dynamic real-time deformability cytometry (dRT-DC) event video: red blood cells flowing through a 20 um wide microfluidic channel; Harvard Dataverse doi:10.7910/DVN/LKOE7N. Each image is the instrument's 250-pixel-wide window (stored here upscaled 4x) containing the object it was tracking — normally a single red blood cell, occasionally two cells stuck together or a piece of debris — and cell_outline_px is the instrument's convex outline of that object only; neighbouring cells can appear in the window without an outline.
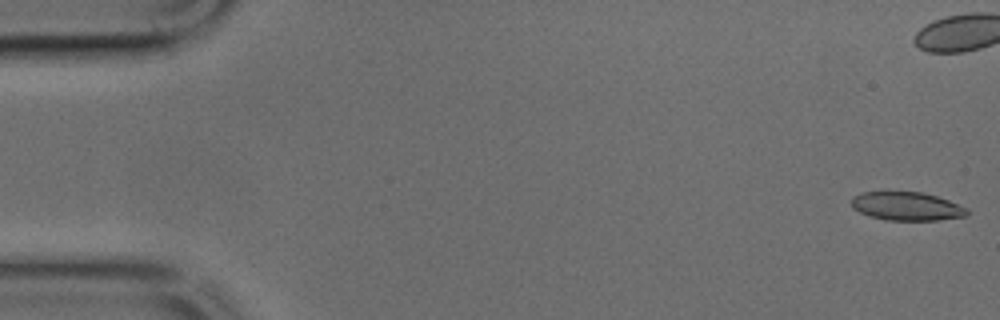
{"species": "common noctule bat (a hibernating species)", "species_latin": "Nyctalus noctula", "temperature_condition": "cold", "stored_images_in_passage": 16, "camera_frame_rate_fps": 3000, "um_per_image_px": 0.085, "animal": {"sex": "male", "body_mass_g": 17.9, "forearm_length_mm": 54.2}, "frame": {"image": 1, "passage_image": 1, "time_ms": 0.0, "image_size_px": [1000, 320], "cell_outline_px": [[968, 212], [964, 216], [936, 220], [884, 220], [868, 216], [852, 208], [852, 196], [864, 192], [920, 192], [936, 196], [948, 200], [968, 208]], "centroid_in_image_um": [77.04, 17.53], "position_along_channel_um": 8.0, "area_um2": 19.07}}